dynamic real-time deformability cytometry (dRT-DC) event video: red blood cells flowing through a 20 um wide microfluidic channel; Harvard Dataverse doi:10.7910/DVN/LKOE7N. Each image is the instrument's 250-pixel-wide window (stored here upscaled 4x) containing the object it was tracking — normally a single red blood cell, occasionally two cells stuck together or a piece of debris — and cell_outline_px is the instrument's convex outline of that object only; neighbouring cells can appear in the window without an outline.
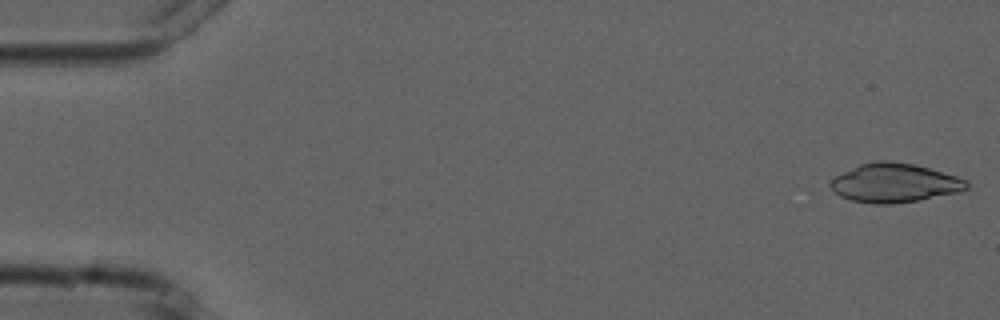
{"species": "common noctule bat (a hibernating species)", "species_latin": "Nyctalus noctula", "temperature_condition": "cold", "stored_images_in_passage": 2, "camera_frame_rate_fps": 3000, "um_per_image_px": 0.085, "animal": {"sex": "male", "forearm_length_mm": 52.5}, "frame": {"image": 1, "passage_image": 1, "time_ms": 0.0, "image_size_px": [1000, 320], "cell_outline_px": [[968, 188], [960, 192], [920, 200], [892, 204], [872, 204], [848, 200], [840, 196], [828, 188], [828, 184], [836, 176], [860, 164], [872, 160], [888, 160], [912, 164], [928, 168], [956, 176], [968, 180]], "centroid_in_image_um": [76.01, 15.56], "position_along_channel_um": 9.0, "area_um2": 31.15}}